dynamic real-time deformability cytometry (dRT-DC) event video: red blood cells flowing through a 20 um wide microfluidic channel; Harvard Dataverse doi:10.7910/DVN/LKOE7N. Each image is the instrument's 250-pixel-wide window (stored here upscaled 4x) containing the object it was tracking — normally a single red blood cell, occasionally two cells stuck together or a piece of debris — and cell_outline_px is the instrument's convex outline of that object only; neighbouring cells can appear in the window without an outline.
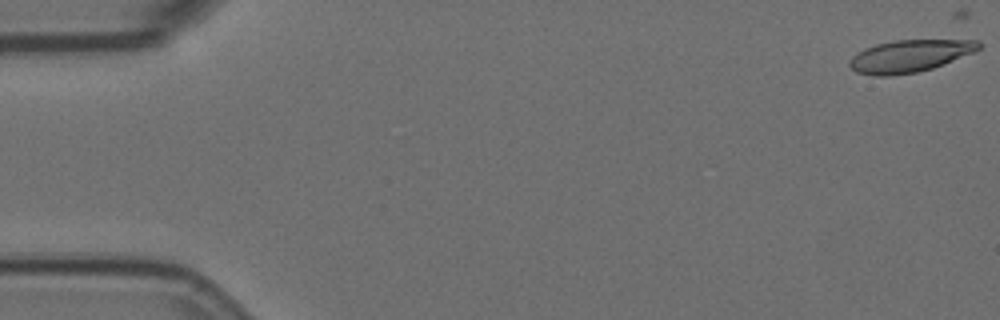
{"species": "Egyptian fruit bat (a non-hibernating species)", "species_latin": "Rousettus aegyptiacus", "temperature_condition": "room temperature", "stored_images_in_passage": 55, "camera_frame_rate_fps": 3000, "um_per_image_px": 0.085, "animal": {"sex": "female"}, "frame": {"image": 1, "passage_image": 1, "time_ms": 0.0, "image_size_px": [1000, 320], "cell_outline_px": [[980, 48], [972, 52], [944, 64], [932, 68], [916, 72], [888, 76], [876, 76], [856, 72], [848, 64], [848, 60], [856, 52], [864, 48], [876, 44], [896, 40], [980, 40]], "centroid_in_image_um": [77.27, 4.76], "position_along_channel_um": 7.7, "area_um2": 24.16}}
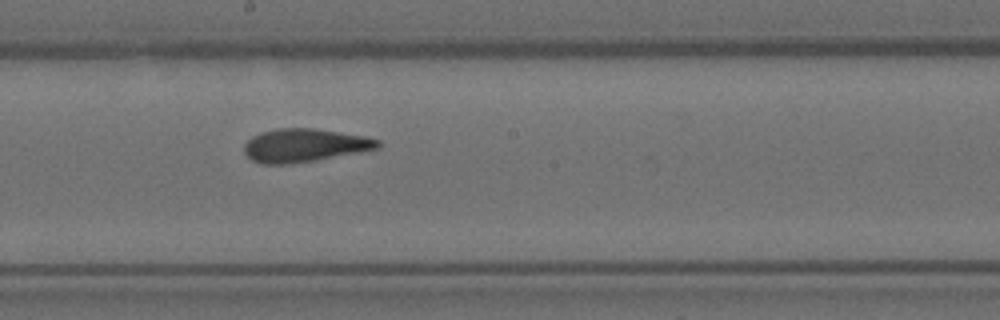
{"frame": {"image": 2, "passage_image": 31, "time_ms": 10.0, "image_size_px": [1000, 320], "cell_outline_px": [[380, 144], [376, 148], [360, 152], [316, 160], [288, 164], [264, 164], [252, 160], [244, 152], [244, 144], [252, 136], [260, 132], [276, 128], [312, 128], [364, 136], [380, 140]], "centroid_in_image_um": [25.84, 12.35], "position_along_channel_um": 222.4, "area_um2": 25.72}}
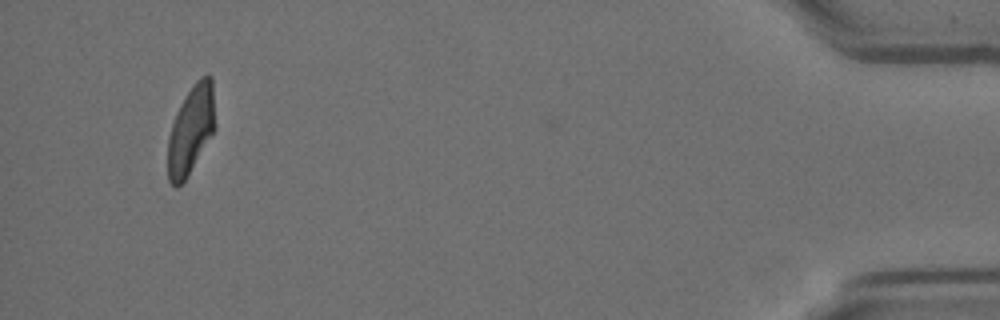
{"frame": {"image": 3, "passage_image": 54, "time_ms": 17.667, "image_size_px": [1000, 320], "cell_outline_px": [[216, 128], [184, 180], [176, 188], [168, 180], [168, 136], [176, 112], [184, 96], [192, 84], [200, 76], [208, 72], [212, 76]], "centroid_in_image_um": [16.24, 10.94], "position_along_channel_um": 419.0, "area_um2": 24.51}, "authors_computed_cell_mechanics": {"area_um2": 25.3742, "velocity_mm_per_s": 3.583, "shape_relaxation_time_tau1_ms": 6.457, "shape_relaxation_time_tau2_ms": 2.4632, "deformation_change_tau1": 0.2077, "deformation_change_tau2": 0.1015}}